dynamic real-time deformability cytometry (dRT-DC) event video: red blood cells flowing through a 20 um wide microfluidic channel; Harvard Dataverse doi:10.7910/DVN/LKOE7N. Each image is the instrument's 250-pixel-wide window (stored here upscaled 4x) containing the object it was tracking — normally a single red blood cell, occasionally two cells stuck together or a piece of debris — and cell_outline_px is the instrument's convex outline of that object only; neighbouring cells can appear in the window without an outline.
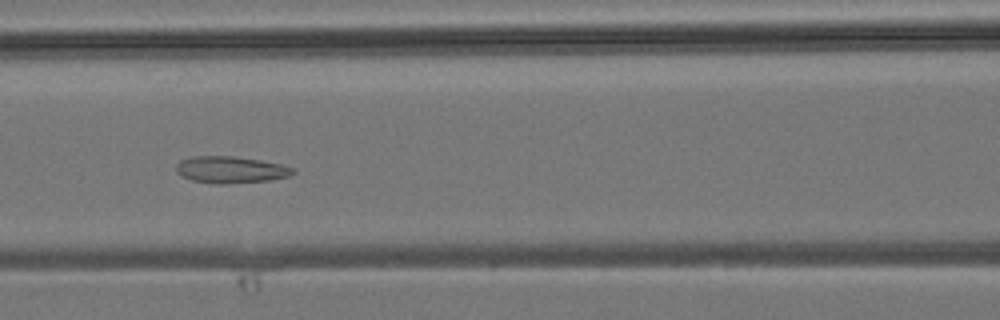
{"species": "common noctule bat (a hibernating species)", "species_latin": "Nyctalus noctula", "temperature_condition": "room temperature", "stored_images_in_passage": 45, "camera_frame_rate_fps": 3000, "um_per_image_px": 0.085, "animal": {"sex": "male", "body_mass_g": 19.2, "forearm_length_mm": 51.8}, "frame": {"image": 1, "passage_image": 20, "time_ms": 6.333, "image_size_px": [1000, 320], "cell_outline_px": [[296, 172], [288, 176], [268, 180], [224, 184], [216, 184], [192, 180], [180, 176], [176, 172], [176, 164], [180, 160], [192, 156], [232, 156], [260, 160], [280, 164], [296, 168]], "centroid_in_image_um": [19.58, 14.42], "position_along_channel_um": 147.0, "area_um2": 18.26}}
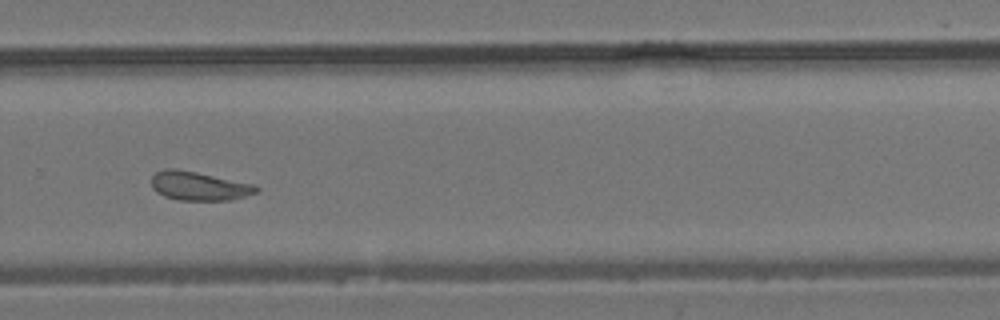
{"frame": {"image": 2, "passage_image": 31, "time_ms": 10.0, "image_size_px": [1000, 320], "cell_outline_px": [[260, 188], [256, 192], [232, 200], [180, 200], [164, 196], [156, 192], [152, 188], [152, 176], [156, 172], [168, 168], [176, 168], [256, 184]], "centroid_in_image_um": [16.92, 15.81], "position_along_channel_um": 312.9, "area_um2": 17.63}}
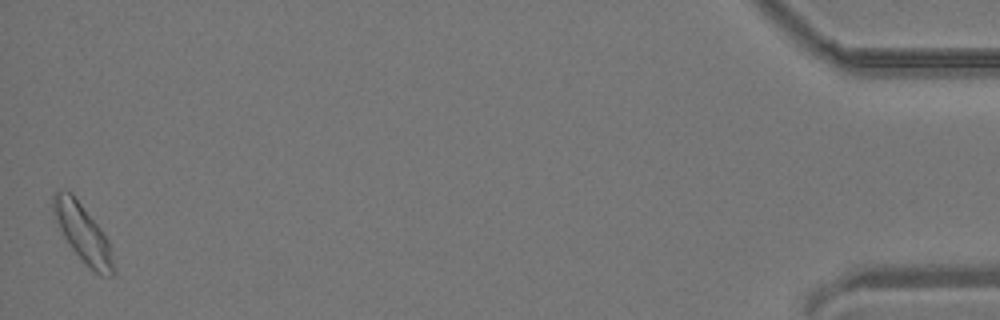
{"frame": {"image": 3, "passage_image": 45, "time_ms": 14.667, "image_size_px": [1000, 320], "cell_outline_px": [[116, 272], [112, 276], [100, 276], [72, 248], [64, 236], [56, 220], [52, 208], [52, 196], [56, 192], [72, 192], [100, 228], [108, 240], [116, 268]], "centroid_in_image_um": [7.08, 19.83], "position_along_channel_um": 428.1, "area_um2": 19.71}}